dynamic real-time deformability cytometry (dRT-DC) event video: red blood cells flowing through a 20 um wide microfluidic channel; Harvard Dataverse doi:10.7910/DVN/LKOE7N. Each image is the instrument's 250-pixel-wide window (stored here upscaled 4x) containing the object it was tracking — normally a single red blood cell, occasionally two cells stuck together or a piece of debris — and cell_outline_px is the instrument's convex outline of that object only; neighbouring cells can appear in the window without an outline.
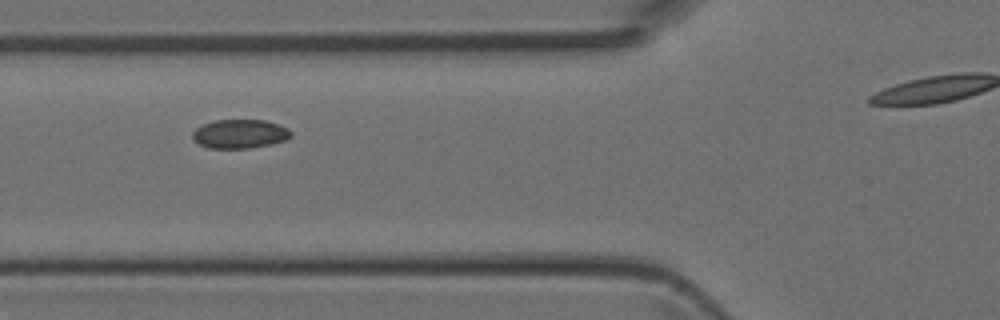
{"species": "Egyptian fruit bat (a non-hibernating species)", "species_latin": "Rousettus aegyptiacus", "temperature_condition": "room temperature", "stored_images_in_passage": 5, "segment_of_instrument_passage": [1, 2], "camera_frame_rate_fps": 3000, "um_per_image_px": 0.085, "animal": {"sex": "female"}, "frame": {"image": 1, "passage_image": 3, "time_ms": 0.667, "image_size_px": [1000, 320], "cell_outline_px": [[292, 136], [284, 140], [272, 144], [248, 148], [208, 148], [192, 140], [192, 132], [196, 128], [204, 124], [216, 120], [264, 120], [288, 128], [292, 132]], "centroid_in_image_um": [20.37, 11.38], "position_along_channel_um": 105.4, "area_um2": 16.53}}
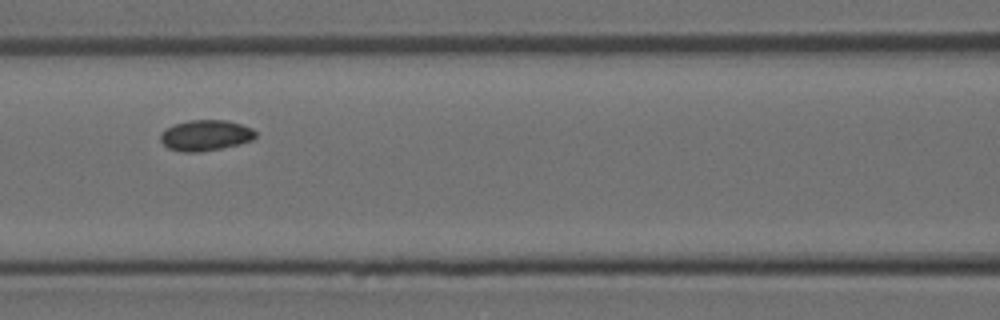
{"frame": {"image": 2, "passage_image": 4, "time_ms": 1.0, "image_size_px": [1000, 320], "cell_outline_px": [[256, 136], [252, 140], [240, 144], [200, 152], [184, 152], [168, 148], [160, 140], [160, 132], [176, 124], [188, 120], [224, 120], [240, 124], [252, 128], [256, 132]], "centroid_in_image_um": [17.47, 11.51], "position_along_channel_um": 149.1, "area_um2": 16.94}}